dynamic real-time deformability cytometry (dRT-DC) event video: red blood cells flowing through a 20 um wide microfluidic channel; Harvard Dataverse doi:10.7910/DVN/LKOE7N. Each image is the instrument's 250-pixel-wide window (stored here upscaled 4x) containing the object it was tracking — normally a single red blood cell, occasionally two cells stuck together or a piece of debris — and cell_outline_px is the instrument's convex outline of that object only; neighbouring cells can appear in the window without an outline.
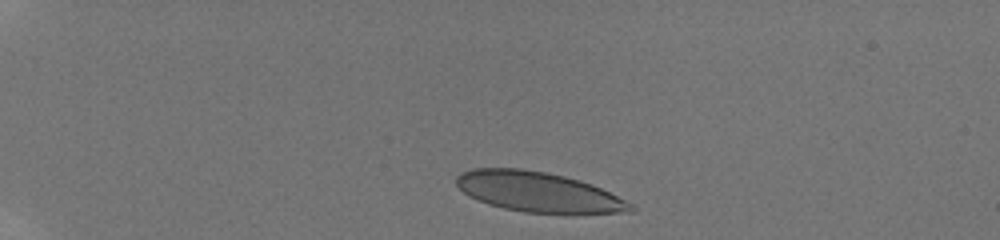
{"species": "human", "species_latin": "Homo sapiens", "temperature_condition": "room temperature", "stored_images_in_passage": 23, "camera_frame_rate_fps": 3000, "um_per_image_px": 0.085, "donor": {"sex": "male"}, "frame": {"image": 1, "passage_image": 1, "time_ms": 0.0, "image_size_px": [1000, 240], "cell_outline_px": [[636, 212], [568, 216], [524, 212], [504, 208], [488, 204], [464, 192], [456, 184], [456, 176], [460, 172], [472, 168], [520, 168], [548, 172], [580, 180], [592, 184], [632, 204], [636, 208]], "centroid_in_image_um": [45.84, 16.36], "position_along_channel_um": 39.2, "area_um2": 41.62}}
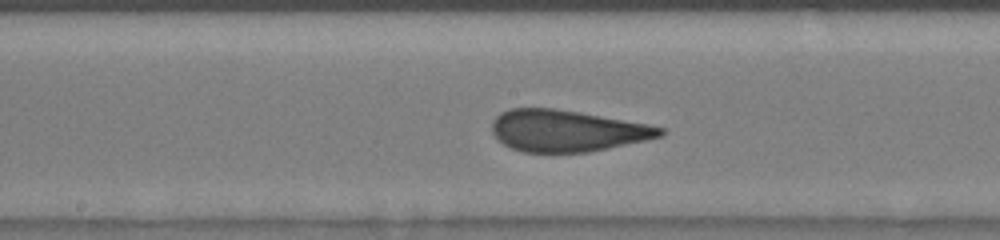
{"frame": {"image": 2, "passage_image": 12, "time_ms": 6.0, "image_size_px": [1000, 240], "cell_outline_px": [[664, 136], [608, 148], [588, 152], [520, 152], [504, 144], [492, 132], [492, 120], [500, 112], [512, 108], [552, 108], [580, 112], [648, 124], [664, 128]], "centroid_in_image_um": [48.18, 11.11], "position_along_channel_um": 200.0, "area_um2": 40.63}}
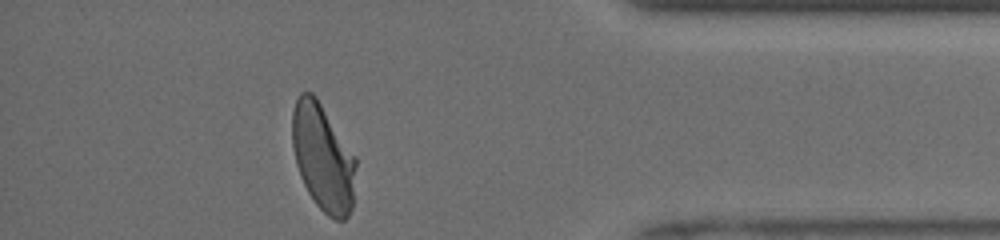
{"frame": {"image": 3, "passage_image": 23, "time_ms": 11.667, "image_size_px": [1000, 240], "cell_outline_px": [[356, 164], [352, 208], [348, 216], [344, 220], [336, 220], [328, 216], [316, 204], [308, 192], [300, 176], [296, 164], [292, 144], [292, 112], [296, 100], [300, 92], [312, 92], [316, 96], [356, 156]], "centroid_in_image_um": [27.45, 13.38], "position_along_channel_um": 407.7, "area_um2": 39.82}, "authors_computed_cell_mechanics": {"area_um2": 41.3848, "velocity_mm_per_s": 4.0723, "shape_relaxation_time_tau1_ms": 4.1049, "shape_relaxation_time_tau2_ms": null, "deformation_change_tau1": 0.172, "deformation_change_tau2": null}}